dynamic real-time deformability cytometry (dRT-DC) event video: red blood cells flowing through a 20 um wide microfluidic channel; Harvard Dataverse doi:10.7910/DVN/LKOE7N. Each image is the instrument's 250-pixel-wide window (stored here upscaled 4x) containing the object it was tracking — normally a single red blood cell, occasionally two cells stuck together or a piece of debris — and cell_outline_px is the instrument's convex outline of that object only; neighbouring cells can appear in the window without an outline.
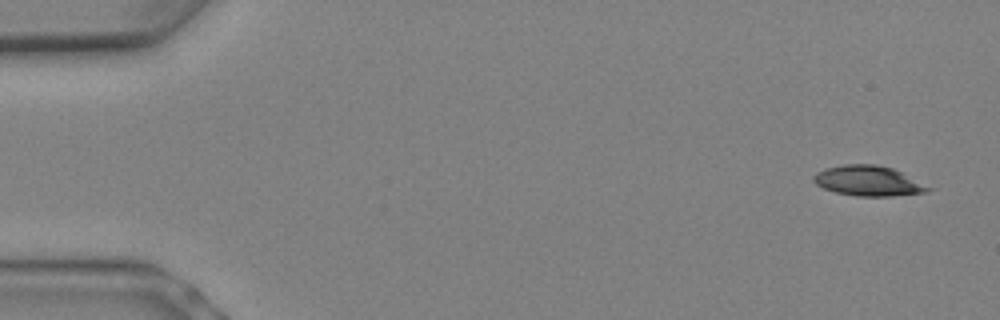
{"species": "Egyptian fruit bat (a non-hibernating species)", "species_latin": "Rousettus aegyptiacus", "temperature_condition": "warm", "stored_images_in_passage": 8, "camera_frame_rate_fps": 3000, "um_per_image_px": 0.085, "animal": {"sex": "female"}, "frame": {"image": 1, "passage_image": 1, "time_ms": 0.0, "image_size_px": [1000, 320], "cell_outline_px": [[936, 188], [928, 192], [892, 196], [856, 196], [836, 192], [824, 188], [816, 184], [812, 180], [812, 176], [816, 172], [824, 168], [844, 164], [876, 164], [892, 168]], "centroid_in_image_um": [73.83, 15.37], "position_along_channel_um": 11.2, "area_um2": 20.4}}
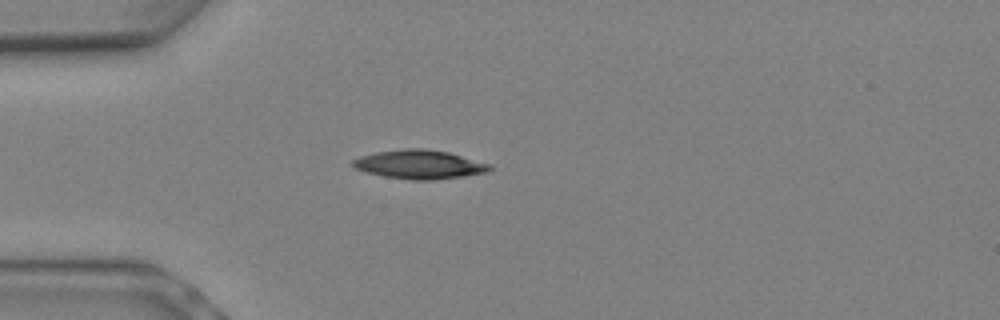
{"frame": {"image": 2, "passage_image": 6, "time_ms": 1.667, "image_size_px": [1000, 320], "cell_outline_px": [[492, 168], [488, 172], [464, 176], [432, 180], [412, 180], [384, 176], [364, 172], [356, 168], [352, 164], [352, 160], [360, 156], [376, 152], [404, 148], [424, 148], [448, 152], [492, 164]], "centroid_in_image_um": [35.67, 13.97], "position_along_channel_um": 49.3, "area_um2": 23.12}}
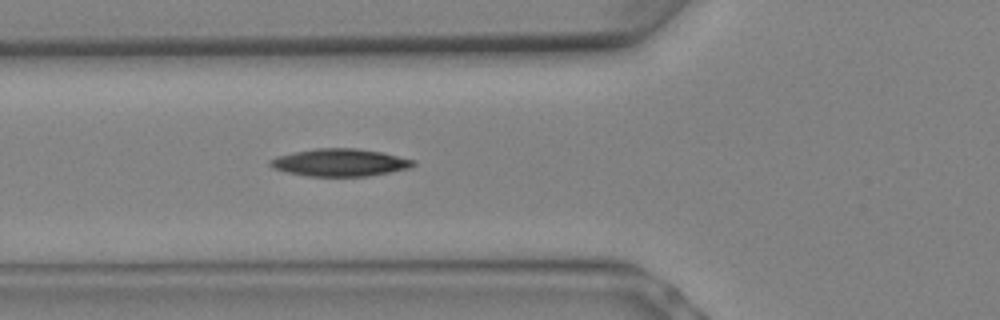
{"frame": {"image": 3, "passage_image": 8, "time_ms": 2.333, "image_size_px": [1000, 320], "cell_outline_px": [[416, 164], [412, 168], [392, 172], [368, 176], [308, 176], [288, 172], [272, 168], [268, 164], [268, 160], [276, 156], [316, 148], [356, 148], [384, 152], [416, 160]], "centroid_in_image_um": [28.94, 13.81], "position_along_channel_um": 96.9, "area_um2": 23.18}}